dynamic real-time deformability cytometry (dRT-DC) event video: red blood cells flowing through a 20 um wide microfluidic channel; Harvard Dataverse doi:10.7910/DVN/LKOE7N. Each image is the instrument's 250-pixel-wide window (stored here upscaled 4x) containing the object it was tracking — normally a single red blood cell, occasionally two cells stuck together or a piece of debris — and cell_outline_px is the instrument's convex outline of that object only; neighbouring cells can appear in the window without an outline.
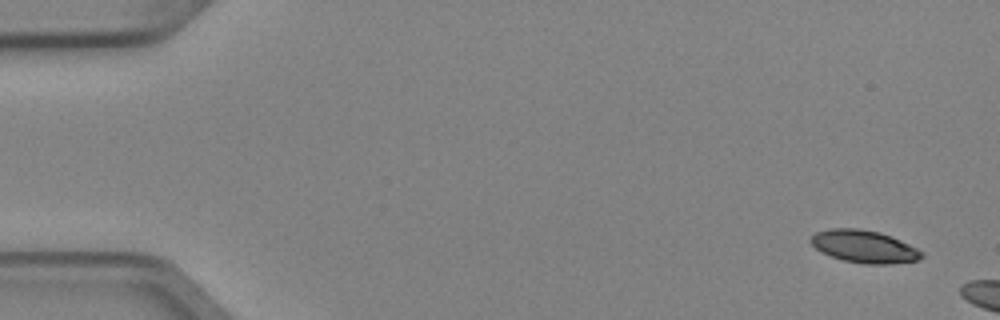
{"species": "Egyptian fruit bat (a non-hibernating species)", "species_latin": "Rousettus aegyptiacus", "temperature_condition": "cold", "stored_images_in_passage": 9, "camera_frame_rate_fps": 3000, "um_per_image_px": 0.085, "animal": {"sex": "female"}, "frame": {"image": 1, "passage_image": 1, "time_ms": 0.0, "image_size_px": [1000, 320], "cell_outline_px": [[924, 256], [920, 260], [888, 264], [864, 264], [844, 260], [820, 252], [808, 240], [816, 232], [832, 228], [860, 228], [880, 232], [900, 240], [924, 252]], "centroid_in_image_um": [73.46, 20.95], "position_along_channel_um": 11.5, "area_um2": 21.04}}
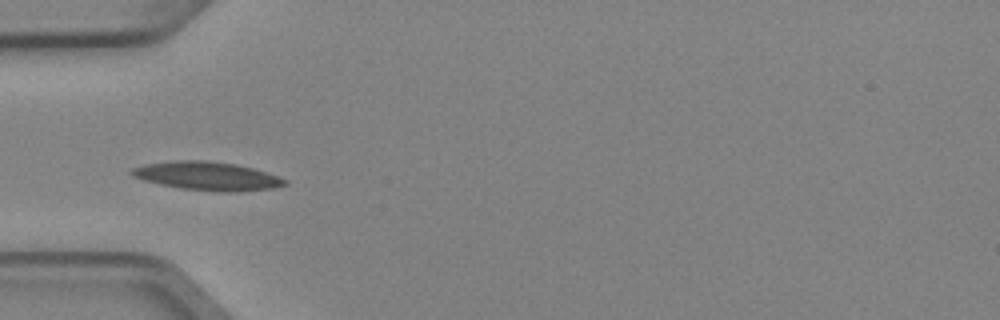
{"frame": {"image": 2, "passage_image": 6, "time_ms": 1.667, "image_size_px": [1000, 320], "cell_outline_px": [[288, 184], [272, 188], [236, 192], [224, 192], [180, 188], [160, 184], [144, 180], [132, 176], [128, 172], [132, 168], [144, 164], [176, 160], [208, 160], [236, 164], [252, 168], [280, 176], [288, 180]], "centroid_in_image_um": [17.62, 14.95], "position_along_channel_um": 67.4, "area_um2": 25.55}}
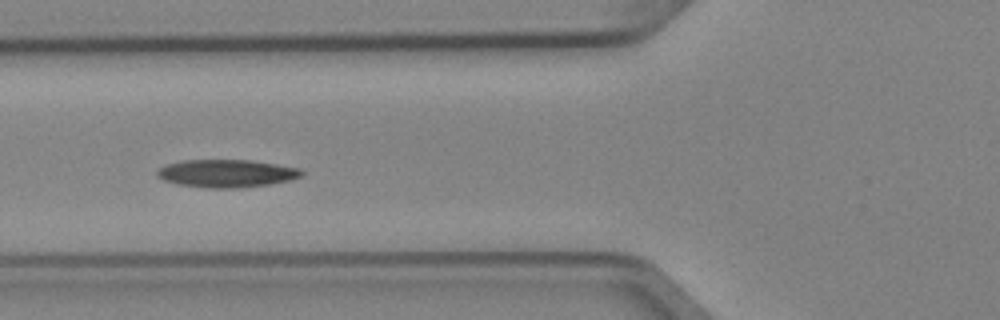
{"frame": {"image": 3, "passage_image": 7, "time_ms": 2.0, "image_size_px": [1000, 320], "cell_outline_px": [[304, 172], [300, 176], [292, 180], [268, 184], [240, 188], [208, 188], [180, 184], [164, 180], [156, 172], [160, 168], [168, 164], [184, 160], [252, 160], [300, 168]], "centroid_in_image_um": [19.31, 14.74], "position_along_channel_um": 106.5, "area_um2": 23.18}}